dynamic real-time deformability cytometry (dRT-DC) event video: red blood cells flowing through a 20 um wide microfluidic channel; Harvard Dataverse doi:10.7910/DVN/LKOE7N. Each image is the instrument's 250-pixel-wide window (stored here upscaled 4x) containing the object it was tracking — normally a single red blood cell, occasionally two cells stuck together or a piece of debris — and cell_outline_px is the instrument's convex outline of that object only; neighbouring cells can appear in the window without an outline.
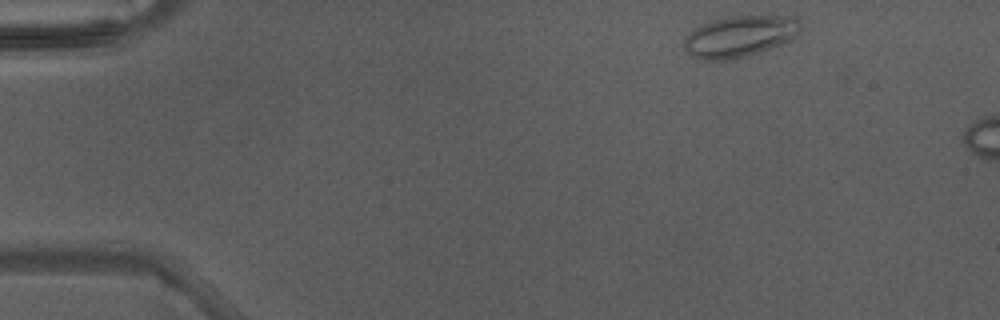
{"species": "Egyptian fruit bat (a non-hibernating species)", "species_latin": "Rousettus aegyptiacus", "temperature_condition": "warm", "stored_images_in_passage": 3, "camera_frame_rate_fps": 3000, "um_per_image_px": 0.085, "animal": {"sex": "male"}, "frame": {"image": 1, "passage_image": 1, "time_ms": 0.0, "image_size_px": [1000, 320], "cell_outline_px": [[800, 28], [796, 36], [792, 40], [748, 56], [732, 60], [704, 60], [692, 56], [684, 48], [684, 36], [696, 28], [712, 20], [732, 16], [796, 16], [800, 20]], "centroid_in_image_um": [62.89, 3.09], "position_along_channel_um": 22.1, "area_um2": 28.09}}